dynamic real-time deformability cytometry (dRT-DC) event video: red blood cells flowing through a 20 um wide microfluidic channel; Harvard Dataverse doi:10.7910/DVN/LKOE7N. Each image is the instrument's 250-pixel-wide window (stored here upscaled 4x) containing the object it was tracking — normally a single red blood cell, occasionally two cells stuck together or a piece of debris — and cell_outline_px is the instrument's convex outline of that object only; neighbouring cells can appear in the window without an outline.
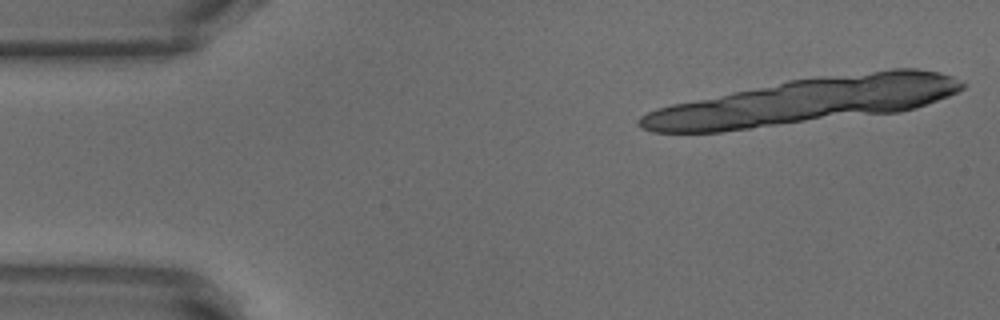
{"species": "common noctule bat (a hibernating species)", "species_latin": "Nyctalus noctula", "temperature_condition": "warm", "stored_images_in_passage": 14, "segment_of_instrument_passage": [1, 2], "camera_frame_rate_fps": 3000, "um_per_image_px": 0.085, "animal": {"sex": "male", "body_mass_g": 18.8}, "frame": {"image": 1, "passage_image": 2, "time_ms": 0.333, "image_size_px": [1000, 320], "cell_outline_px": [[956, 88], [952, 92], [932, 100], [908, 108], [708, 132], [668, 132], [656, 128], [940, 84], [944, 84]], "centroid_in_image_um": [69.76, 9.35], "position_along_channel_um": 15.2, "area_um2": 29.94}}